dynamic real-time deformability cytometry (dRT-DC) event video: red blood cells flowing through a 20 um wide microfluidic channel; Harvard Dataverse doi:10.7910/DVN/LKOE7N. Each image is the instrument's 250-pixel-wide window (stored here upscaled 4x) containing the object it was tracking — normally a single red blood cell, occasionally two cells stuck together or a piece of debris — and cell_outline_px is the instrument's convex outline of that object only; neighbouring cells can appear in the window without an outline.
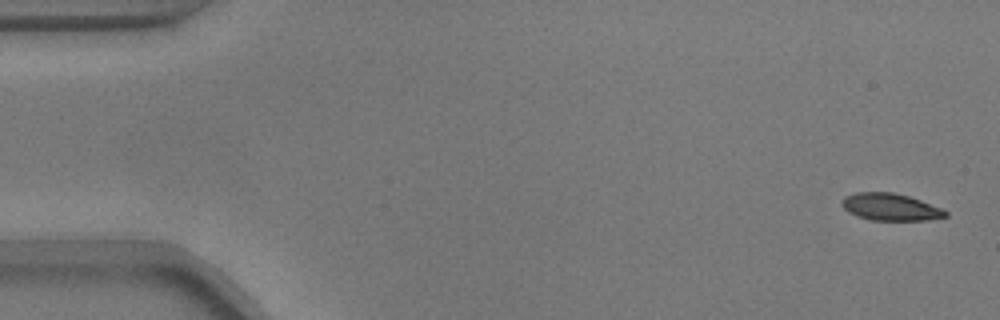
{"species": "common noctule bat (a hibernating species)", "species_latin": "Nyctalus noctula", "temperature_condition": "warm", "stored_images_in_passage": 54, "camera_frame_rate_fps": 3000, "um_per_image_px": 0.085, "animal": {"sex": "male", "body_mass_g": 17.9}, "frame": {"image": 1, "passage_image": 2, "time_ms": 0.333, "image_size_px": [1000, 320], "cell_outline_px": [[948, 216], [928, 220], [872, 220], [856, 216], [848, 212], [840, 204], [840, 200], [844, 196], [856, 192], [892, 192], [908, 196], [920, 200], [940, 208], [948, 212]], "centroid_in_image_um": [75.63, 17.59], "position_along_channel_um": 9.4, "area_um2": 16.42}}
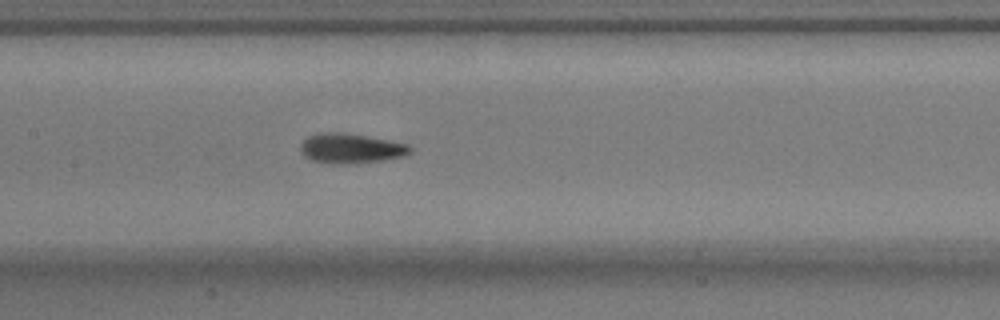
{"frame": {"image": 2, "passage_image": 26, "time_ms": 8.333, "image_size_px": [1000, 320], "cell_outline_px": [[412, 152], [400, 156], [384, 160], [356, 164], [332, 164], [308, 160], [300, 152], [300, 144], [308, 136], [316, 132], [344, 132], [408, 144], [412, 148]], "centroid_in_image_um": [29.75, 12.62], "position_along_channel_um": 177.6, "area_um2": 19.36}}
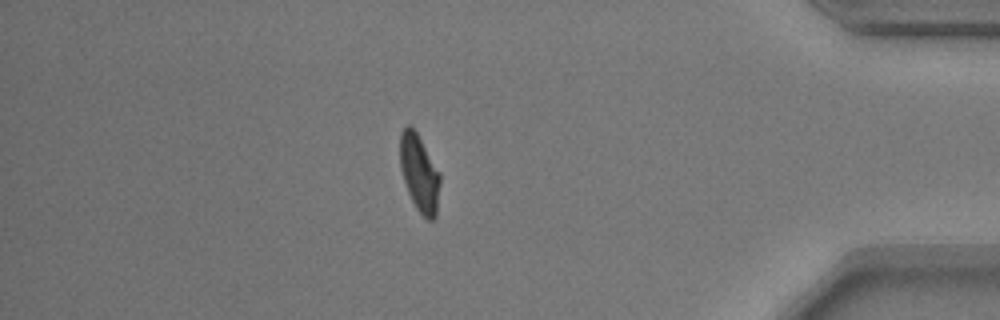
{"frame": {"image": 3, "passage_image": 47, "time_ms": 15.333, "image_size_px": [1000, 320], "cell_outline_px": [[440, 184], [436, 216], [432, 220], [428, 220], [416, 208], [408, 192], [400, 168], [400, 132], [408, 124], [412, 124], [440, 172]], "centroid_in_image_um": [35.65, 14.68], "position_along_channel_um": 399.6, "area_um2": 18.03}, "authors_computed_cell_mechanics": {"area_um2": 17.8602, "velocity_mm_per_s": 3.7285, "shape_relaxation_time_tau1_ms": 3.4463, "shape_relaxation_time_tau2_ms": 1.5606, "deformation_change_tau1": 0.1722, "deformation_change_tau2": 0.0651}}